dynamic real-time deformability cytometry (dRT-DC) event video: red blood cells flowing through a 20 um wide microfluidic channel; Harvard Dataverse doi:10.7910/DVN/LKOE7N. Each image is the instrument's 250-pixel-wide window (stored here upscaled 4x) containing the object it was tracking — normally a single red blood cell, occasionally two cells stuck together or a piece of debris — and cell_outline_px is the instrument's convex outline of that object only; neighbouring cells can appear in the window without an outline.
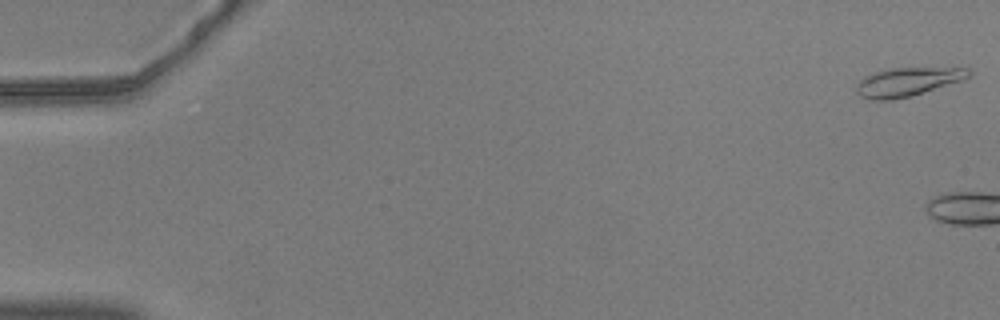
{"species": "common noctule bat (a hibernating species)", "species_latin": "Nyctalus noctula", "temperature_condition": "warm", "stored_images_in_passage": 4, "camera_frame_rate_fps": 3000, "um_per_image_px": 0.085, "animal": {"sex": "male", "body_mass_g": 20.5, "forearm_length_mm": 52.5}, "frame": {"image": 1, "passage_image": 1, "time_ms": 0.0, "image_size_px": [1000, 320], "cell_outline_px": [[972, 72], [968, 76], [960, 80], [912, 96], [892, 100], [872, 100], [860, 96], [856, 92], [856, 84], [864, 76], [872, 72], [888, 68], [968, 68]], "centroid_in_image_um": [77.05, 6.96], "position_along_channel_um": 7.9, "area_um2": 18.67}}